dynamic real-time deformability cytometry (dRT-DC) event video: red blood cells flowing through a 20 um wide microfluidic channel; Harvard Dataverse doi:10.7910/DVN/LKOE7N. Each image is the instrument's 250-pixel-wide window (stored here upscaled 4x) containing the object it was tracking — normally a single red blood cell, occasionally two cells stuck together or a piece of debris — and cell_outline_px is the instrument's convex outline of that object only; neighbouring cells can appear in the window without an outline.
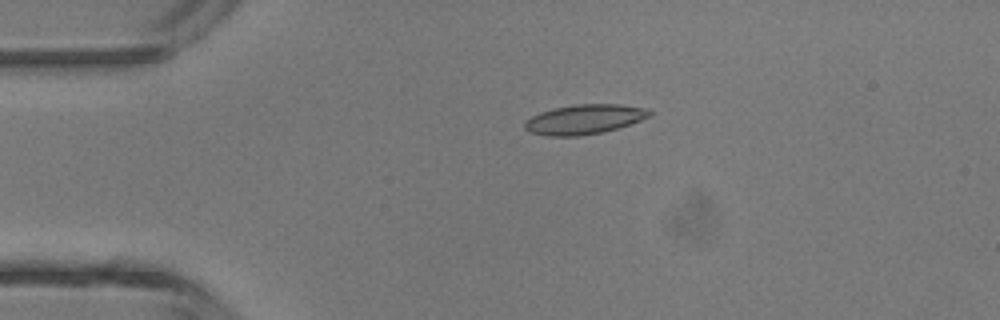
{"species": "common noctule bat (a hibernating species)", "species_latin": "Nyctalus noctula", "temperature_condition": "room temperature", "stored_images_in_passage": 2, "camera_frame_rate_fps": 3000, "um_per_image_px": 0.085, "animal": {"sex": "male", "body_mass_g": 13.3}, "frame": {"image": 1, "passage_image": 1, "time_ms": 0.0, "image_size_px": [1000, 320], "cell_outline_px": [[652, 116], [616, 128], [600, 132], [576, 136], [548, 136], [528, 132], [524, 128], [524, 124], [532, 116], [540, 112], [556, 108], [576, 104], [620, 104], [648, 108], [652, 112]], "centroid_in_image_um": [49.68, 10.13], "position_along_channel_um": 35.3, "area_um2": 21.39}}